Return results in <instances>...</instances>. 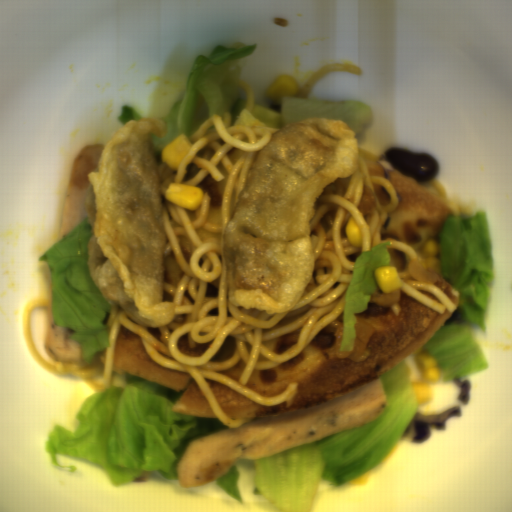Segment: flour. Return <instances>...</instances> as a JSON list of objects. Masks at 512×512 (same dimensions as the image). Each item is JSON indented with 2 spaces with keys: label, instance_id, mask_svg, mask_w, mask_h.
I'll return each mask as SVG.
<instances>
[{
  "label": "flour",
  "instance_id": "1",
  "mask_svg": "<svg viewBox=\"0 0 512 512\" xmlns=\"http://www.w3.org/2000/svg\"><path fill=\"white\" fill-rule=\"evenodd\" d=\"M359 162L357 135L343 119L315 117L271 138L255 157L226 229L228 301L270 315L296 306L314 273L316 199Z\"/></svg>",
  "mask_w": 512,
  "mask_h": 512
},
{
  "label": "flour",
  "instance_id": "2",
  "mask_svg": "<svg viewBox=\"0 0 512 512\" xmlns=\"http://www.w3.org/2000/svg\"><path fill=\"white\" fill-rule=\"evenodd\" d=\"M166 131L156 118L124 124L101 152L98 171L86 174L83 201L91 226L88 269L103 299L134 325L153 329L177 315L173 302H164L162 201L151 138Z\"/></svg>",
  "mask_w": 512,
  "mask_h": 512
}]
</instances>
